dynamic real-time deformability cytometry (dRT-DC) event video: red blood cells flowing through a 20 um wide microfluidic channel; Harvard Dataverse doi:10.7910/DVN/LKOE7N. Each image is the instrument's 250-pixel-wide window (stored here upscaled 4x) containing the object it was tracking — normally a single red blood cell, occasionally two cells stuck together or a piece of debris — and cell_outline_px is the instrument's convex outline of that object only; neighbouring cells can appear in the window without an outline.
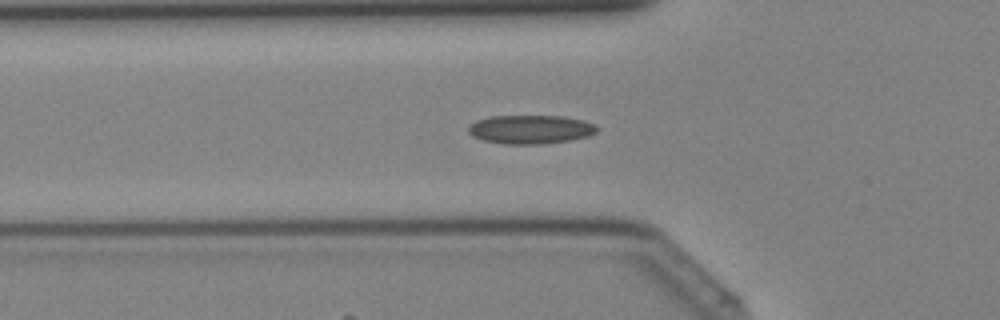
{"species": "Egyptian fruit bat (a non-hibernating species)", "species_latin": "Rousettus aegyptiacus", "temperature_condition": "cold", "stored_images_in_passage": 35, "camera_frame_rate_fps": 3000, "um_per_image_px": 0.085, "animal": {"sex": "female"}, "frame": {"image": 1, "passage_image": 8, "time_ms": 2.333, "image_size_px": [1000, 320], "cell_outline_px": [[600, 128], [596, 132], [588, 136], [572, 140], [540, 144], [504, 144], [484, 140], [472, 136], [468, 132], [468, 128], [476, 120], [492, 116], [564, 116], [584, 120], [596, 124]], "centroid_in_image_um": [45.14, 11.0], "position_along_channel_um": 80.7, "area_um2": 21.68}}
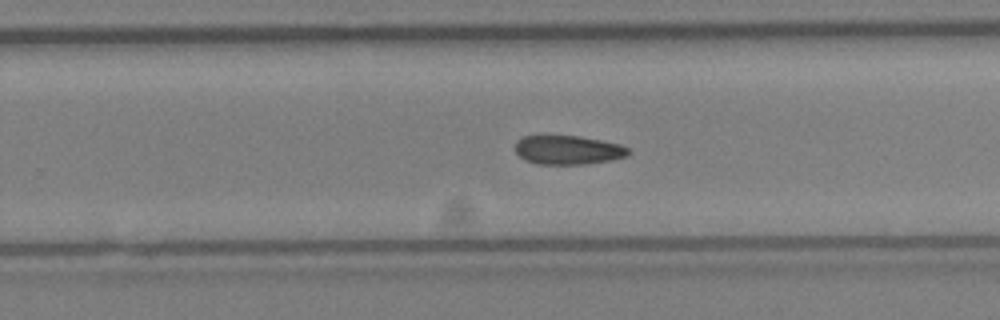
{"frame": {"image": 2, "passage_image": 20, "time_ms": 6.333, "image_size_px": [1000, 320], "cell_outline_px": [[628, 156], [612, 160], [584, 164], [536, 164], [524, 160], [516, 152], [516, 140], [524, 136], [580, 136], [620, 144], [628, 148]], "centroid_in_image_um": [48.27, 12.75], "position_along_channel_um": 281.5, "area_um2": 19.07}}
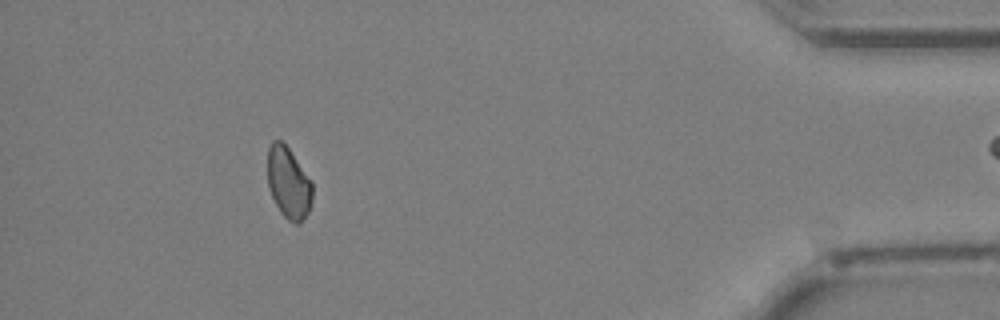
{"frame": {"image": 3, "passage_image": 31, "time_ms": 10.0, "image_size_px": [1000, 320], "cell_outline_px": [[312, 204], [308, 212], [300, 224], [296, 224], [288, 220], [280, 212], [268, 188], [268, 148], [272, 140], [280, 140], [288, 148], [312, 180]], "centroid_in_image_um": [24.53, 15.56], "position_along_channel_um": 410.7, "area_um2": 18.73}}